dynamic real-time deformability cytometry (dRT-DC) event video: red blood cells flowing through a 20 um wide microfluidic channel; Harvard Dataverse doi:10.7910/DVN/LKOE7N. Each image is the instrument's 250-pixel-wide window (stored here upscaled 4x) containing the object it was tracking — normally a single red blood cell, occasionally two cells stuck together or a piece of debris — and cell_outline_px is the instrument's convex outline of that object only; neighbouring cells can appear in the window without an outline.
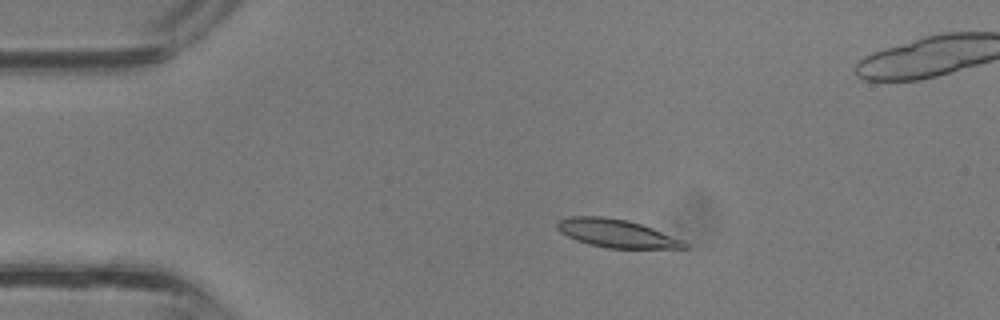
{"species": "common noctule bat (a hibernating species)", "species_latin": "Nyctalus noctula", "temperature_condition": "room temperature", "stored_images_in_passage": 16, "camera_frame_rate_fps": 3000, "um_per_image_px": 0.085, "animal": {"sex": "male", "body_mass_g": 13.3}, "frame": {"image": 1, "passage_image": 3, "time_ms": 0.667, "image_size_px": [1000, 320], "cell_outline_px": [[688, 248], [608, 248], [588, 244], [576, 240], [560, 232], [556, 228], [556, 224], [560, 220], [568, 216], [600, 216], [628, 220], [652, 228], [684, 240], [688, 244]], "centroid_in_image_um": [52.39, 19.83], "position_along_channel_um": 32.6, "area_um2": 20.81}}
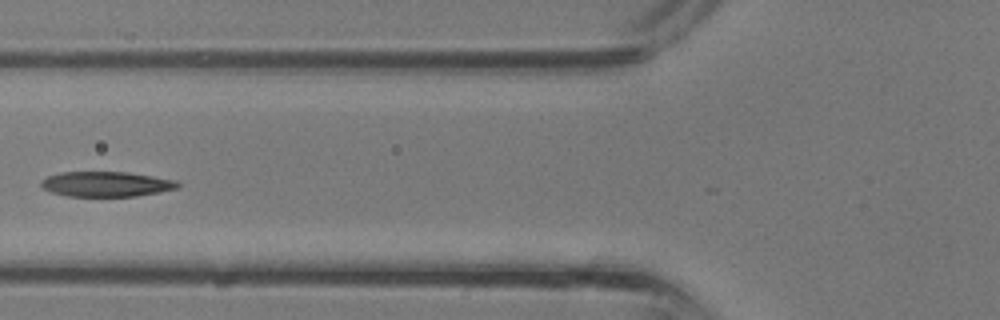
{"frame": {"image": 2, "passage_image": 10, "time_ms": 3.0, "image_size_px": [1000, 320], "cell_outline_px": [[180, 184], [176, 188], [160, 192], [136, 196], [68, 196], [52, 192], [44, 188], [40, 184], [40, 180], [48, 176], [60, 172], [128, 172], [176, 180]], "centroid_in_image_um": [9.02, 15.64], "position_along_channel_um": 116.8, "area_um2": 19.88}}
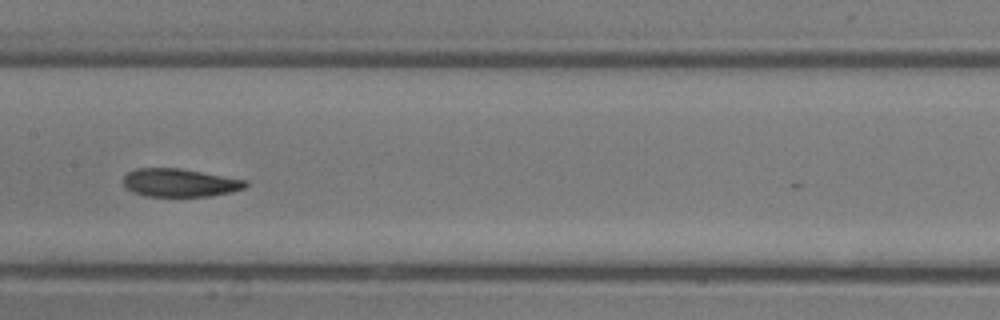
{"frame": {"image": 3, "passage_image": 14, "time_ms": 4.333, "image_size_px": [1000, 320], "cell_outline_px": [[248, 184], [244, 188], [232, 192], [208, 196], [144, 196], [132, 192], [124, 184], [124, 176], [128, 172], [136, 168], [180, 168], [248, 180]], "centroid_in_image_um": [15.3, 15.53], "position_along_channel_um": 192.1, "area_um2": 20.06}}